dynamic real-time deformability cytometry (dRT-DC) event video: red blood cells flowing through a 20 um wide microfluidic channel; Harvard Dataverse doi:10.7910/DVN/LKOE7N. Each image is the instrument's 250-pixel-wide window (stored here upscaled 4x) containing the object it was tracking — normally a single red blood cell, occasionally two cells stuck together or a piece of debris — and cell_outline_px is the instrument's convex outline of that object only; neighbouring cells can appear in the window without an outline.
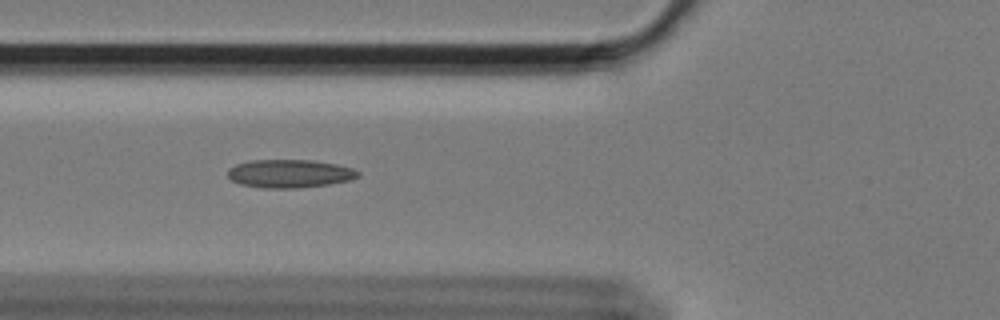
{"species": "Egyptian fruit bat (a non-hibernating species)", "species_latin": "Rousettus aegyptiacus", "temperature_condition": "cold", "stored_images_in_passage": 59, "camera_frame_rate_fps": 3000, "um_per_image_px": 0.085, "animal": {"sex": "female"}, "frame": {"image": 1, "passage_image": 22, "time_ms": 7.0, "image_size_px": [1000, 320], "cell_outline_px": [[360, 176], [348, 180], [328, 184], [296, 188], [264, 188], [240, 184], [232, 180], [228, 176], [228, 168], [236, 164], [252, 160], [312, 160], [336, 164], [352, 168], [360, 172]], "centroid_in_image_um": [24.6, 14.75], "position_along_channel_um": 101.2, "area_um2": 21.33}}
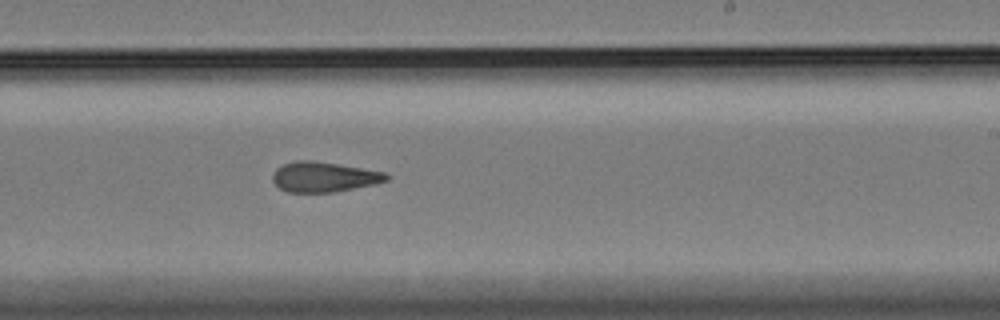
{"frame": {"image": 2, "passage_image": 36, "time_ms": 11.667, "image_size_px": [1000, 320], "cell_outline_px": [[388, 180], [372, 184], [332, 192], [288, 192], [280, 188], [272, 180], [272, 176], [276, 168], [284, 164], [296, 160], [312, 160], [388, 172]], "centroid_in_image_um": [27.52, 15.02], "position_along_channel_um": 261.5, "area_um2": 19.77}}
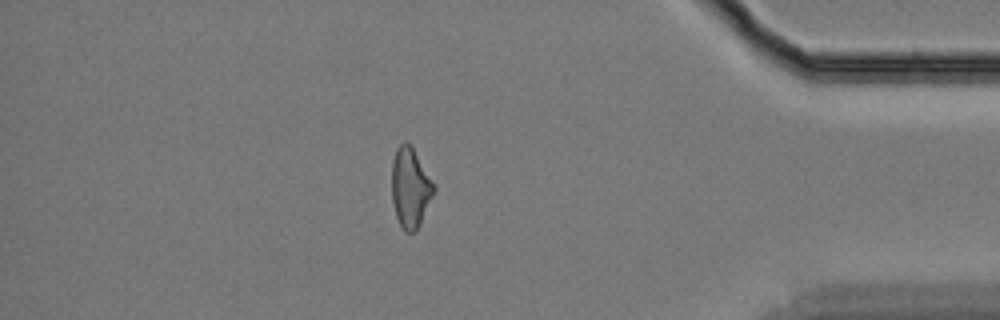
{"frame": {"image": 3, "passage_image": 51, "time_ms": 16.667, "image_size_px": [1000, 320], "cell_outline_px": [[436, 188], [420, 224], [416, 232], [404, 232], [396, 216], [392, 200], [392, 160], [396, 148], [404, 140], [412, 148], [436, 184]], "centroid_in_image_um": [34.88, 15.96], "position_along_channel_um": 400.3, "area_um2": 19.59}, "authors_computed_cell_mechanics": {"area_um2": 20.1722, "velocity_mm_per_s": 3.4258, "shape_relaxation_time_tau1_ms": null, "shape_relaxation_time_tau2_ms": 4.3635, "deformation_change_tau1": null, "deformation_change_tau2": 0.1255}}